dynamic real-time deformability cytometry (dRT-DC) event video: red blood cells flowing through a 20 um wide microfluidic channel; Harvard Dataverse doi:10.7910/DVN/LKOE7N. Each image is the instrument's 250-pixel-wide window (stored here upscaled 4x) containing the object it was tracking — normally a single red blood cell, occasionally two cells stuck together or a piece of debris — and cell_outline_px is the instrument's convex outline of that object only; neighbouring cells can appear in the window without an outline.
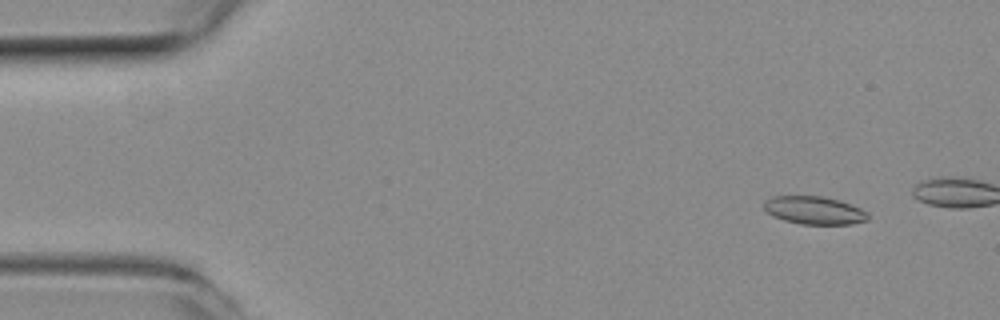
{"species": "common noctule bat (a hibernating species)", "species_latin": "Nyctalus noctula", "temperature_condition": "room temperature", "stored_images_in_passage": 14, "camera_frame_rate_fps": 3000, "um_per_image_px": 0.085, "animal": {"sex": "female", "body_mass_g": 19.3, "forearm_length_mm": 54.1}, "frame": {"image": 1, "passage_image": 5, "time_ms": 1.333, "image_size_px": [1000, 320], "cell_outline_px": [[868, 220], [852, 224], [800, 224], [784, 220], [772, 216], [764, 208], [764, 200], [772, 196], [820, 196], [836, 200], [860, 208], [868, 212]], "centroid_in_image_um": [69.18, 17.88], "position_along_channel_um": 15.8, "area_um2": 16.82}}